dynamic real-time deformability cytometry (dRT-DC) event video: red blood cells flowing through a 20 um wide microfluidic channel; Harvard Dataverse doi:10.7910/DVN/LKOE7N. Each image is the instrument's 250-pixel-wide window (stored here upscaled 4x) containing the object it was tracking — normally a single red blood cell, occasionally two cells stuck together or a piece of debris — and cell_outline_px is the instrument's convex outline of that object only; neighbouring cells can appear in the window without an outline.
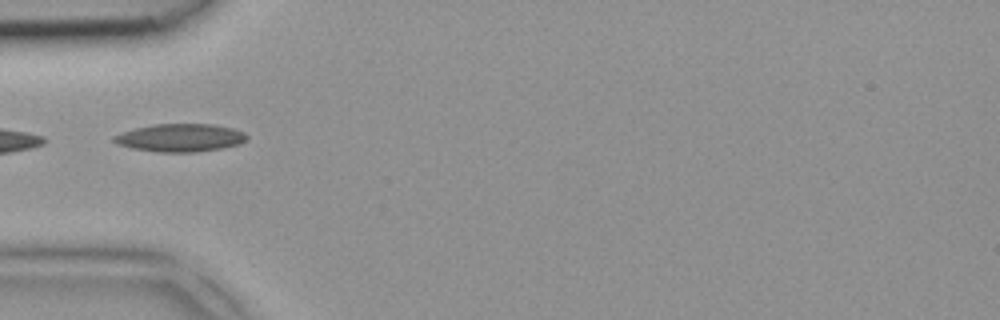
{"species": "common noctule bat (a hibernating species)", "species_latin": "Nyctalus noctula", "temperature_condition": "room temperature", "stored_images_in_passage": 2, "camera_frame_rate_fps": 3000, "um_per_image_px": 0.085, "animal": {"sex": "female", "body_mass_g": 18.4}, "frame": {"image": 1, "passage_image": 2, "time_ms": 0.333, "image_size_px": [1000, 320], "cell_outline_px": [[248, 140], [240, 144], [220, 148], [196, 152], [160, 152], [132, 148], [116, 144], [112, 140], [112, 136], [136, 128], [152, 124], [212, 124], [232, 128], [244, 132], [248, 136]], "centroid_in_image_um": [15.33, 11.71], "position_along_channel_um": 69.7, "area_um2": 21.62}}